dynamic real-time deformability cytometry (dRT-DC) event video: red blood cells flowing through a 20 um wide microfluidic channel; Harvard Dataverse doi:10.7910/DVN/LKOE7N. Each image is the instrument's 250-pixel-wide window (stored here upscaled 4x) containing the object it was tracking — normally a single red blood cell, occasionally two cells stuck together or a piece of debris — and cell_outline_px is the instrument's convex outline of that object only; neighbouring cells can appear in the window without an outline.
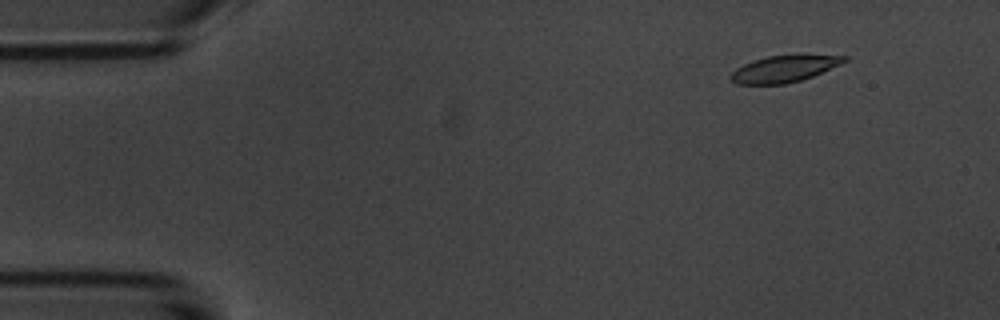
{"species": "common noctule bat (a hibernating species)", "species_latin": "Nyctalus noctula", "temperature_condition": "room temperature", "stored_images_in_passage": 4, "camera_frame_rate_fps": 3000, "um_per_image_px": 0.085, "animal": {"sex": "male", "body_mass_g": 20.1, "forearm_length_mm": 53.5}, "frame": {"image": 1, "passage_image": 1, "time_ms": 0.0, "image_size_px": [1000, 320], "cell_outline_px": [[848, 60], [840, 64], [812, 76], [800, 80], [784, 84], [736, 84], [728, 76], [736, 68], [744, 64], [768, 56], [848, 56]], "centroid_in_image_um": [66.59, 5.87], "position_along_channel_um": 18.4, "area_um2": 16.99}}